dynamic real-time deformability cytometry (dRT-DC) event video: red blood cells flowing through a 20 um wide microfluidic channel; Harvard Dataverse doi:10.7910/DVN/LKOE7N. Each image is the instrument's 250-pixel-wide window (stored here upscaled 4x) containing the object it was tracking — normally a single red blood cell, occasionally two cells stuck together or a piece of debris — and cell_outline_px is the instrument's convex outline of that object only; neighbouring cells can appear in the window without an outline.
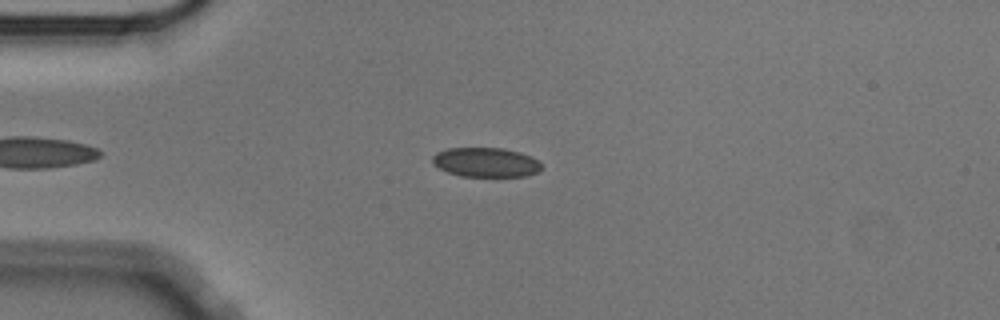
{"species": "Egyptian fruit bat (a non-hibernating species)", "species_latin": "Rousettus aegyptiacus", "temperature_condition": "cold", "stored_images_in_passage": 41, "camera_frame_rate_fps": 3000, "um_per_image_px": 0.085, "animal": {"sex": "male"}, "frame": {"image": 1, "passage_image": 3, "time_ms": 0.667, "image_size_px": [1000, 320], "cell_outline_px": [[540, 168], [536, 172], [528, 176], [460, 176], [448, 172], [432, 164], [432, 156], [436, 152], [448, 148], [504, 148], [520, 152], [532, 156], [540, 160]], "centroid_in_image_um": [41.29, 13.79], "position_along_channel_um": 43.7, "area_um2": 18.79}}
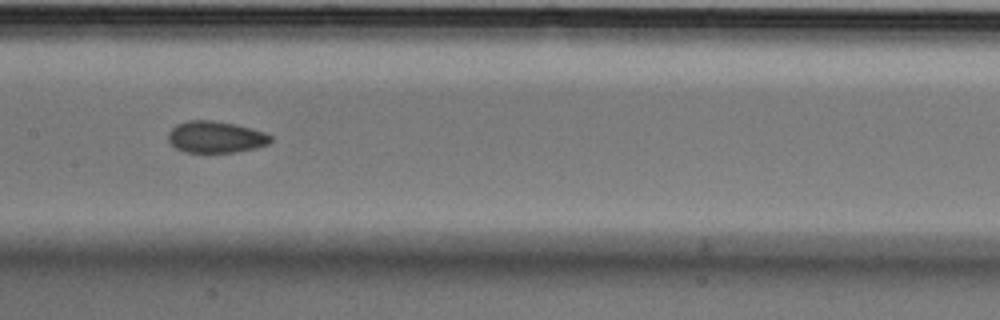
{"frame": {"image": 2, "passage_image": 17, "time_ms": 5.333, "image_size_px": [1000, 320], "cell_outline_px": [[272, 140], [268, 144], [256, 148], [236, 152], [184, 152], [176, 148], [168, 140], [168, 132], [176, 124], [188, 120], [212, 120], [236, 124], [264, 132], [272, 136]], "centroid_in_image_um": [18.33, 11.64], "position_along_channel_um": 189.1, "area_um2": 18.96}}
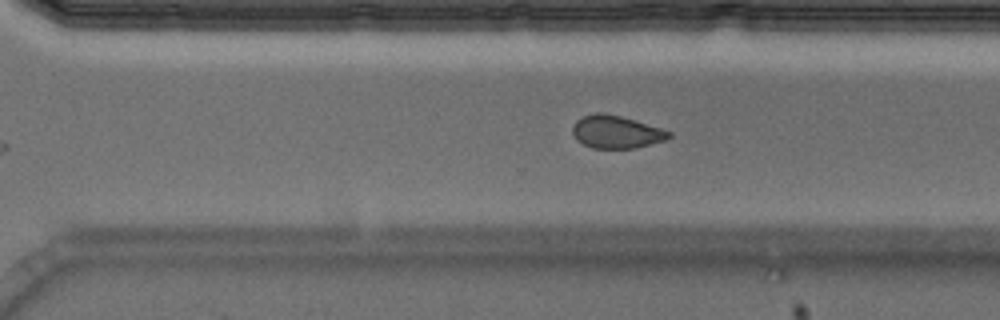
{"frame": {"image": 3, "passage_image": 28, "time_ms": 9.0, "image_size_px": [1000, 320], "cell_outline_px": [[672, 136], [668, 140], [636, 148], [592, 148], [576, 140], [572, 132], [572, 128], [576, 120], [584, 116], [596, 112], [604, 112], [620, 116], [660, 128], [672, 132]], "centroid_in_image_um": [52.39, 11.22], "position_along_channel_um": 318.2, "area_um2": 18.44}, "authors_computed_cell_mechanics": {"area_um2": 19.5364, "velocity_mm_per_s": 3.5331, "shape_relaxation_time_tau1_ms": 7.9555, "shape_relaxation_time_tau2_ms": 2.8923, "deformation_change_tau1": 0.1125, "deformation_change_tau2": 0.0634}}